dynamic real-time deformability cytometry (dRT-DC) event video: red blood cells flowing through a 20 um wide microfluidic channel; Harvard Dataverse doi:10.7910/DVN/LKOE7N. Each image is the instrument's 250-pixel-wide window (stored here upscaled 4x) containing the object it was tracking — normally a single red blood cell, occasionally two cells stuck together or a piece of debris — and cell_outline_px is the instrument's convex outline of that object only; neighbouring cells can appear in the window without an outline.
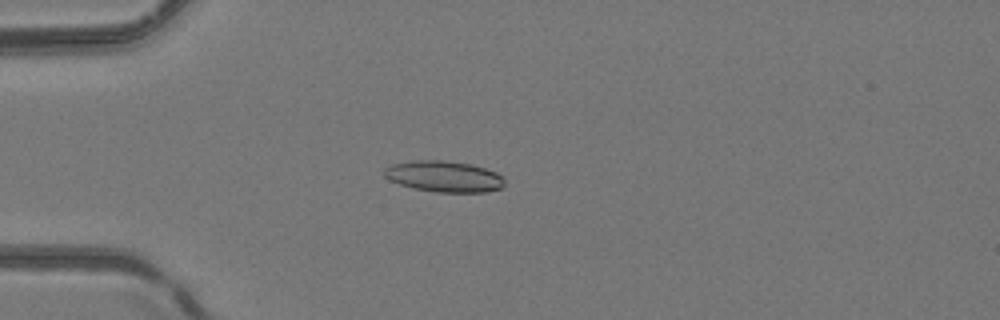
{"species": "common noctule bat (a hibernating species)", "species_latin": "Nyctalus noctula", "temperature_condition": "room temperature", "stored_images_in_passage": 51, "camera_frame_rate_fps": 3000, "um_per_image_px": 0.085, "animal": {"sex": "female", "body_mass_g": 24.6, "forearm_length_mm": 56.2}, "frame": {"image": 1, "passage_image": 15, "time_ms": 4.667, "image_size_px": [1000, 320], "cell_outline_px": [[504, 184], [500, 188], [488, 192], [436, 192], [416, 188], [400, 184], [388, 180], [384, 176], [384, 168], [392, 164], [412, 160], [444, 160], [472, 164], [496, 172], [504, 176]], "centroid_in_image_um": [37.74, 14.99], "position_along_channel_um": 47.3, "area_um2": 21.91}}
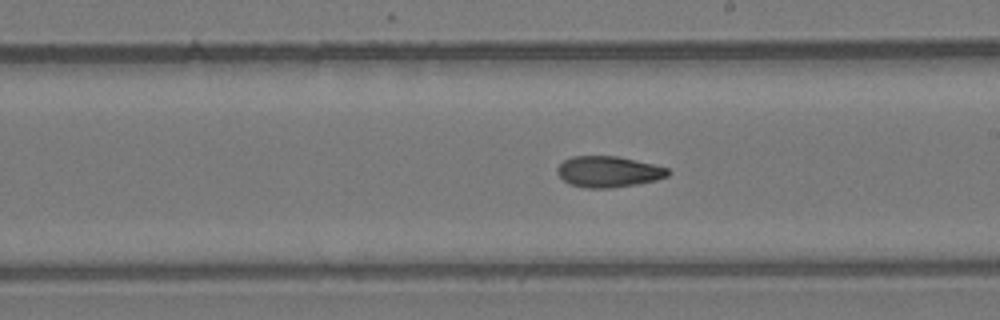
{"frame": {"image": 2, "passage_image": 30, "time_ms": 9.667, "image_size_px": [1000, 320], "cell_outline_px": [[672, 172], [668, 176], [656, 180], [636, 184], [612, 188], [588, 188], [568, 184], [556, 172], [556, 168], [564, 160], [572, 156], [616, 156], [652, 164], [668, 168]], "centroid_in_image_um": [51.71, 14.6], "position_along_channel_um": 237.3, "area_um2": 20.0}}
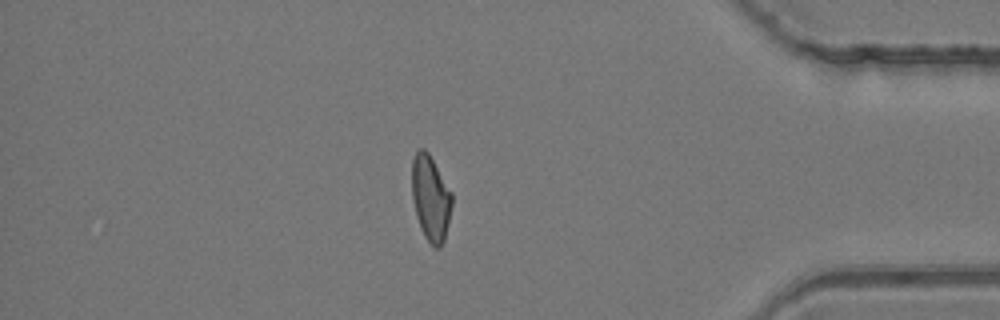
{"frame": {"image": 3, "passage_image": 44, "time_ms": 14.333, "image_size_px": [1000, 320], "cell_outline_px": [[452, 204], [444, 240], [440, 248], [436, 248], [424, 236], [420, 228], [416, 216], [412, 200], [412, 160], [416, 152], [420, 148], [424, 148], [428, 152], [452, 192]], "centroid_in_image_um": [36.59, 16.83], "position_along_channel_um": 398.6, "area_um2": 19.88}, "authors_computed_cell_mechanics": {"area_um2": 20.519, "velocity_mm_per_s": 4.1922, "shape_relaxation_time_tau1_ms": null, "shape_relaxation_time_tau2_ms": 2.6631, "deformation_change_tau1": null, "deformation_change_tau2": 0.0845}}